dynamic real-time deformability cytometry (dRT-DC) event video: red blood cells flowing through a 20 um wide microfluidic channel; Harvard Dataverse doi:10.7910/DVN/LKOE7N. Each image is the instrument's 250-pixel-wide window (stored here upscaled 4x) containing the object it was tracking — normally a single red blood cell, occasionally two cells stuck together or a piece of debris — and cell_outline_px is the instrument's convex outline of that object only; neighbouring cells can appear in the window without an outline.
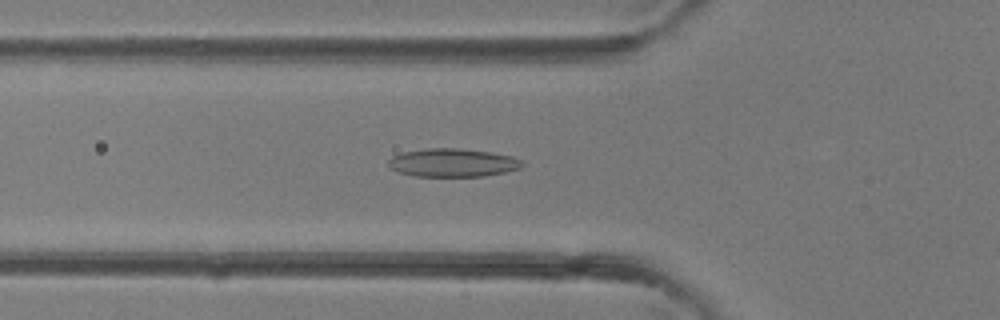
{"species": "common noctule bat (a hibernating species)", "species_latin": "Nyctalus noctula", "temperature_condition": "room temperature", "stored_images_in_passage": 40, "camera_frame_rate_fps": 3000, "um_per_image_px": 0.085, "animal": {"sex": "female"}, "frame": {"image": 1, "passage_image": 14, "time_ms": 4.333, "image_size_px": [1000, 320], "cell_outline_px": [[524, 164], [520, 168], [504, 172], [484, 176], [416, 176], [400, 172], [392, 168], [388, 164], [388, 160], [392, 156], [400, 152], [428, 148], [460, 148], [492, 152], [512, 156], [524, 160]], "centroid_in_image_um": [38.5, 13.81], "position_along_channel_um": 87.3, "area_um2": 22.14}}
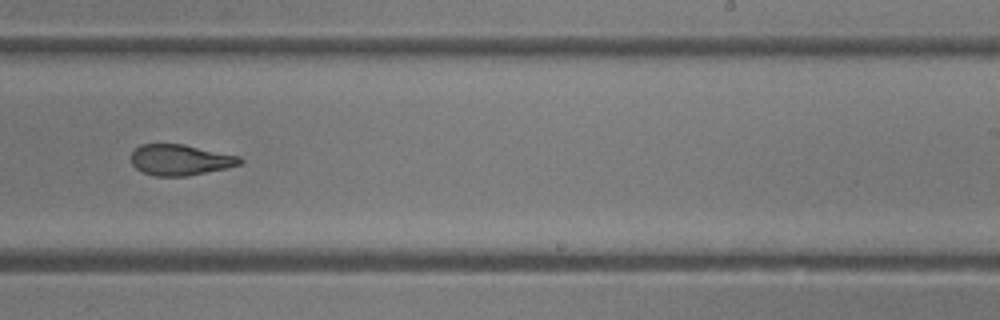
{"frame": {"image": 2, "passage_image": 25, "time_ms": 8.0, "image_size_px": [1000, 320], "cell_outline_px": [[244, 160], [240, 164], [228, 168], [188, 176], [152, 176], [136, 168], [132, 164], [132, 152], [140, 144], [184, 144], [240, 156]], "centroid_in_image_um": [15.35, 13.59], "position_along_channel_um": 273.7, "area_um2": 19.65}}
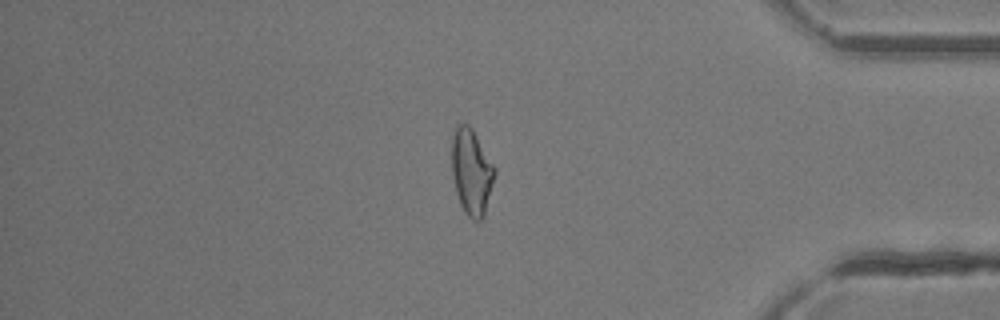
{"frame": {"image": 3, "passage_image": 34, "time_ms": 11.0, "image_size_px": [1000, 320], "cell_outline_px": [[496, 172], [484, 216], [480, 220], [472, 220], [464, 212], [460, 204], [456, 192], [452, 176], [452, 136], [456, 124], [468, 124], [472, 128], [496, 168]], "centroid_in_image_um": [40.07, 14.6], "position_along_channel_um": 395.1, "area_um2": 21.56}}